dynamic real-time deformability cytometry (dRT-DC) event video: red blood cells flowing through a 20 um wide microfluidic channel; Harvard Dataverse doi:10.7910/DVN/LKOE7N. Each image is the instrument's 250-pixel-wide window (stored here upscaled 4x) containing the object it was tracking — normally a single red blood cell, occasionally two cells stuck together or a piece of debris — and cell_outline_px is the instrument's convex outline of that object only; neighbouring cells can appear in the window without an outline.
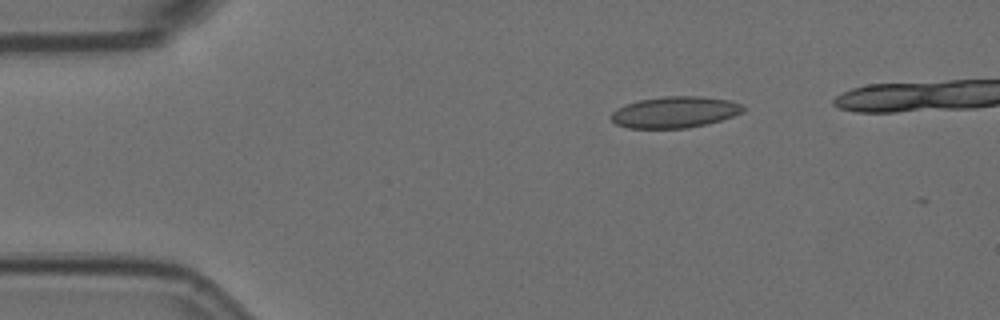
{"species": "Egyptian fruit bat (a non-hibernating species)", "species_latin": "Rousettus aegyptiacus", "temperature_condition": "room temperature", "stored_images_in_passage": 2, "camera_frame_rate_fps": 3000, "um_per_image_px": 0.085, "animal": {"sex": "female"}, "frame": {"image": 1, "passage_image": 1, "time_ms": 0.0, "image_size_px": [1000, 320], "cell_outline_px": [[744, 108], [740, 112], [732, 116], [708, 124], [688, 128], [628, 128], [616, 124], [612, 120], [612, 112], [616, 108], [624, 104], [640, 100], [664, 96], [700, 96], [732, 100], [744, 104]], "centroid_in_image_um": [57.36, 9.52], "position_along_channel_um": 27.6, "area_um2": 24.16}}